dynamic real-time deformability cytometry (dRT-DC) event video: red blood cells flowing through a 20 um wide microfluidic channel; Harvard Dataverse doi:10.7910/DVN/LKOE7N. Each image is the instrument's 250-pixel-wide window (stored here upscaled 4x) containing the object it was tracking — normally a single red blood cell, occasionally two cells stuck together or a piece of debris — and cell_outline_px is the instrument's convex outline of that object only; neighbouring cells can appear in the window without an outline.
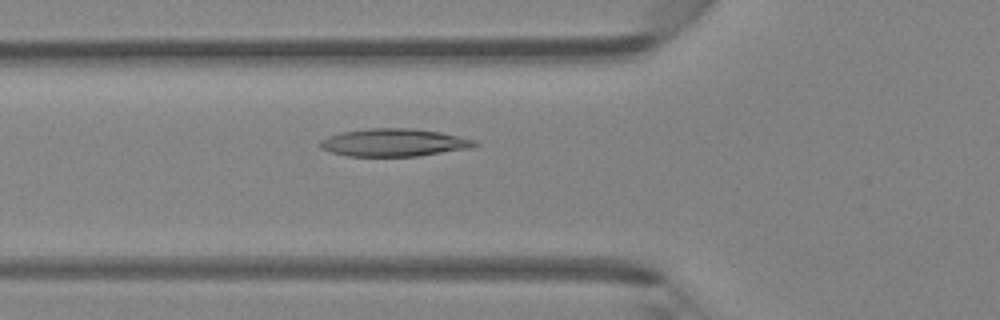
{"species": "Egyptian fruit bat (a non-hibernating species)", "species_latin": "Rousettus aegyptiacus", "temperature_condition": "room temperature", "stored_images_in_passage": 46, "camera_frame_rate_fps": 3000, "um_per_image_px": 0.085, "animal": {"sex": "female"}, "frame": {"image": 1, "passage_image": 17, "time_ms": 5.333, "image_size_px": [1000, 320], "cell_outline_px": [[480, 144], [472, 148], [416, 156], [348, 156], [328, 152], [320, 148], [320, 140], [328, 136], [340, 132], [368, 128], [412, 128], [440, 132], [476, 140]], "centroid_in_image_um": [33.47, 12.11], "position_along_channel_um": 92.3, "area_um2": 25.14}}
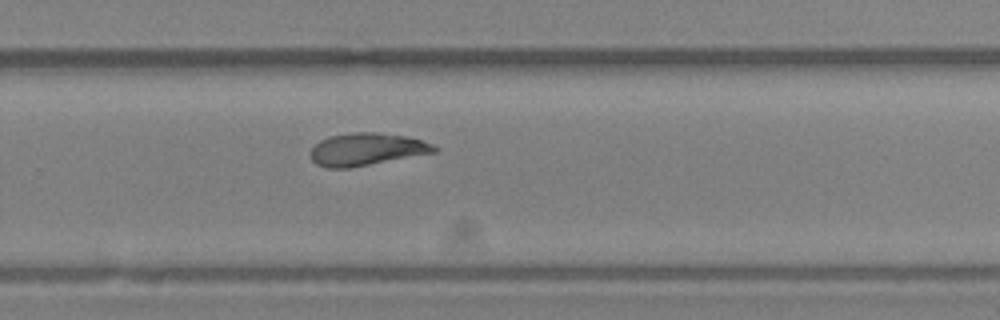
{"frame": {"image": 2, "passage_image": 31, "time_ms": 10.0, "image_size_px": [1000, 320], "cell_outline_px": [[436, 152], [352, 168], [328, 168], [316, 164], [312, 160], [312, 148], [320, 140], [328, 136], [352, 132], [376, 132], [404, 136], [420, 140], [432, 144], [436, 148]], "centroid_in_image_um": [31.14, 12.69], "position_along_channel_um": 298.7, "area_um2": 23.29}}
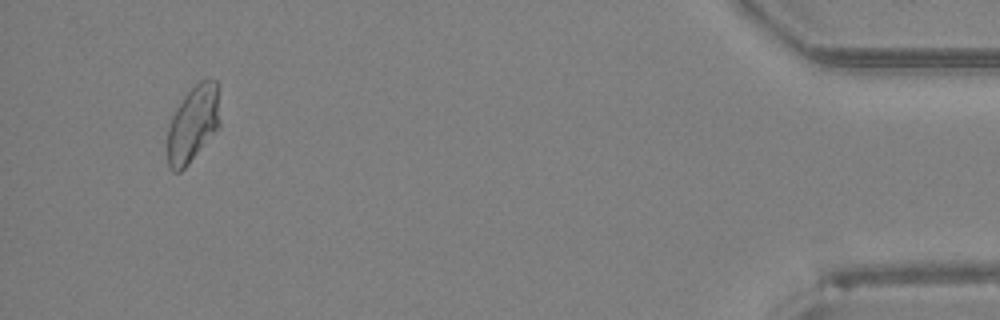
{"frame": {"image": 3, "passage_image": 44, "time_ms": 14.333, "image_size_px": [1000, 320], "cell_outline_px": [[220, 128], [188, 164], [180, 172], [172, 172], [168, 168], [168, 128], [172, 116], [176, 108], [184, 96], [200, 80], [208, 76], [216, 80], [220, 84]], "centroid_in_image_um": [16.47, 10.47], "position_along_channel_um": 418.7, "area_um2": 24.1}}